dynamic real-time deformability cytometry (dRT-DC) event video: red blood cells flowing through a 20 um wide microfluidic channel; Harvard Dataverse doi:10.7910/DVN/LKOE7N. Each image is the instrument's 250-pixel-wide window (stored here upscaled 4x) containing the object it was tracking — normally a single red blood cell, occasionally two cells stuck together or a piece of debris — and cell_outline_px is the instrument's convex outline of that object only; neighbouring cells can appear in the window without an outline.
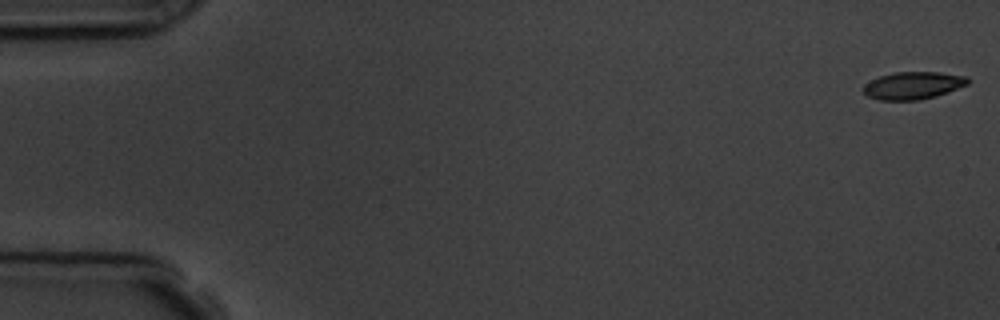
{"species": "common noctule bat (a hibernating species)", "species_latin": "Nyctalus noctula", "temperature_condition": "room temperature", "stored_images_in_passage": 5, "camera_frame_rate_fps": 3000, "um_per_image_px": 0.085, "animal": {"sex": "male", "body_mass_g": 19.5, "forearm_length_mm": 54.6}, "frame": {"image": 1, "passage_image": 1, "time_ms": 0.0, "image_size_px": [1000, 320], "cell_outline_px": [[968, 84], [948, 92], [936, 96], [920, 100], [880, 100], [868, 96], [864, 92], [864, 84], [880, 76], [896, 72], [940, 72], [968, 76]], "centroid_in_image_um": [77.64, 7.26], "position_along_channel_um": 7.4, "area_um2": 16.65}}
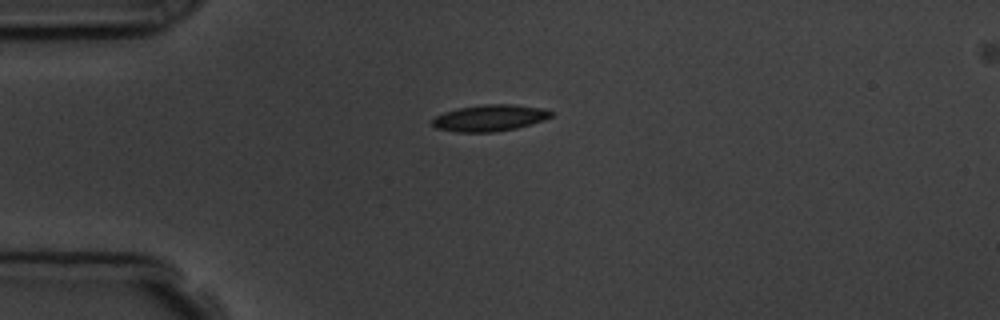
{"frame": {"image": 2, "passage_image": 4, "time_ms": 4.333, "image_size_px": [1000, 320], "cell_outline_px": [[552, 116], [544, 120], [532, 124], [516, 128], [492, 132], [456, 132], [436, 128], [432, 124], [432, 120], [436, 116], [444, 112], [456, 108], [484, 104], [516, 104], [540, 108], [552, 112]], "centroid_in_image_um": [41.61, 10.02], "position_along_channel_um": 43.4, "area_um2": 18.32}}